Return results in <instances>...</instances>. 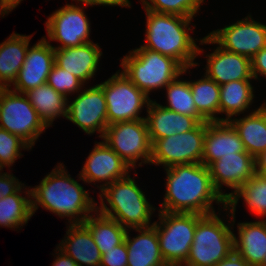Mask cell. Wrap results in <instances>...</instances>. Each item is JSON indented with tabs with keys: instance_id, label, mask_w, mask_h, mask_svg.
I'll use <instances>...</instances> for the list:
<instances>
[{
	"instance_id": "3957f363",
	"label": "cell",
	"mask_w": 266,
	"mask_h": 266,
	"mask_svg": "<svg viewBox=\"0 0 266 266\" xmlns=\"http://www.w3.org/2000/svg\"><path fill=\"white\" fill-rule=\"evenodd\" d=\"M146 12V43L141 47L175 59L183 68L196 67L194 62L204 52L190 35L192 18L175 14Z\"/></svg>"
},
{
	"instance_id": "44dd1931",
	"label": "cell",
	"mask_w": 266,
	"mask_h": 266,
	"mask_svg": "<svg viewBox=\"0 0 266 266\" xmlns=\"http://www.w3.org/2000/svg\"><path fill=\"white\" fill-rule=\"evenodd\" d=\"M146 111L151 144L157 139L190 131L200 123L195 117L176 113L153 100Z\"/></svg>"
},
{
	"instance_id": "603a6c76",
	"label": "cell",
	"mask_w": 266,
	"mask_h": 266,
	"mask_svg": "<svg viewBox=\"0 0 266 266\" xmlns=\"http://www.w3.org/2000/svg\"><path fill=\"white\" fill-rule=\"evenodd\" d=\"M78 266H100L102 254L90 231L82 224H68L65 238L57 246Z\"/></svg>"
},
{
	"instance_id": "6da1fadb",
	"label": "cell",
	"mask_w": 266,
	"mask_h": 266,
	"mask_svg": "<svg viewBox=\"0 0 266 266\" xmlns=\"http://www.w3.org/2000/svg\"><path fill=\"white\" fill-rule=\"evenodd\" d=\"M165 171L166 191L159 211L208 215L216 212L213 202L226 207L227 200L214 188L203 163L177 164Z\"/></svg>"
},
{
	"instance_id": "74e56055",
	"label": "cell",
	"mask_w": 266,
	"mask_h": 266,
	"mask_svg": "<svg viewBox=\"0 0 266 266\" xmlns=\"http://www.w3.org/2000/svg\"><path fill=\"white\" fill-rule=\"evenodd\" d=\"M0 170V199L16 193L24 183L19 182V179L8 172Z\"/></svg>"
},
{
	"instance_id": "cb8c5ba5",
	"label": "cell",
	"mask_w": 266,
	"mask_h": 266,
	"mask_svg": "<svg viewBox=\"0 0 266 266\" xmlns=\"http://www.w3.org/2000/svg\"><path fill=\"white\" fill-rule=\"evenodd\" d=\"M234 233V250L251 266H261L266 254V219L241 222Z\"/></svg>"
},
{
	"instance_id": "8d00e7d4",
	"label": "cell",
	"mask_w": 266,
	"mask_h": 266,
	"mask_svg": "<svg viewBox=\"0 0 266 266\" xmlns=\"http://www.w3.org/2000/svg\"><path fill=\"white\" fill-rule=\"evenodd\" d=\"M128 253L126 243L115 246L107 250L101 257L100 266H127Z\"/></svg>"
},
{
	"instance_id": "4dcf8cb0",
	"label": "cell",
	"mask_w": 266,
	"mask_h": 266,
	"mask_svg": "<svg viewBox=\"0 0 266 266\" xmlns=\"http://www.w3.org/2000/svg\"><path fill=\"white\" fill-rule=\"evenodd\" d=\"M189 81L197 112L208 122L222 121L220 114V85L208 78Z\"/></svg>"
},
{
	"instance_id": "ba28073f",
	"label": "cell",
	"mask_w": 266,
	"mask_h": 266,
	"mask_svg": "<svg viewBox=\"0 0 266 266\" xmlns=\"http://www.w3.org/2000/svg\"><path fill=\"white\" fill-rule=\"evenodd\" d=\"M0 128L15 134L32 149L48 127L24 93L5 88L0 95Z\"/></svg>"
},
{
	"instance_id": "e0dca14e",
	"label": "cell",
	"mask_w": 266,
	"mask_h": 266,
	"mask_svg": "<svg viewBox=\"0 0 266 266\" xmlns=\"http://www.w3.org/2000/svg\"><path fill=\"white\" fill-rule=\"evenodd\" d=\"M54 64L55 49L44 36L32 47H28L22 68L12 84L13 91L25 93L46 84Z\"/></svg>"
},
{
	"instance_id": "4fadbf2b",
	"label": "cell",
	"mask_w": 266,
	"mask_h": 266,
	"mask_svg": "<svg viewBox=\"0 0 266 266\" xmlns=\"http://www.w3.org/2000/svg\"><path fill=\"white\" fill-rule=\"evenodd\" d=\"M73 101L67 100L66 119L88 135L96 131L102 138L108 126L107 104L100 84L82 89ZM71 102V103H70Z\"/></svg>"
},
{
	"instance_id": "52a82bcc",
	"label": "cell",
	"mask_w": 266,
	"mask_h": 266,
	"mask_svg": "<svg viewBox=\"0 0 266 266\" xmlns=\"http://www.w3.org/2000/svg\"><path fill=\"white\" fill-rule=\"evenodd\" d=\"M159 221H154L160 250L167 266H182L188 258L193 243L197 213L158 211Z\"/></svg>"
},
{
	"instance_id": "7c38bea8",
	"label": "cell",
	"mask_w": 266,
	"mask_h": 266,
	"mask_svg": "<svg viewBox=\"0 0 266 266\" xmlns=\"http://www.w3.org/2000/svg\"><path fill=\"white\" fill-rule=\"evenodd\" d=\"M79 4H66L53 12L45 22L47 37L51 41L59 42L61 45L54 49L81 46L92 42L90 40V20Z\"/></svg>"
},
{
	"instance_id": "4316f807",
	"label": "cell",
	"mask_w": 266,
	"mask_h": 266,
	"mask_svg": "<svg viewBox=\"0 0 266 266\" xmlns=\"http://www.w3.org/2000/svg\"><path fill=\"white\" fill-rule=\"evenodd\" d=\"M251 82L237 80L220 86V114H226L222 121H230L233 116L250 110V105L254 101V87Z\"/></svg>"
},
{
	"instance_id": "ffe728a7",
	"label": "cell",
	"mask_w": 266,
	"mask_h": 266,
	"mask_svg": "<svg viewBox=\"0 0 266 266\" xmlns=\"http://www.w3.org/2000/svg\"><path fill=\"white\" fill-rule=\"evenodd\" d=\"M102 54L100 45L92 41L81 46L55 49V64L87 84L99 69Z\"/></svg>"
},
{
	"instance_id": "5b68a950",
	"label": "cell",
	"mask_w": 266,
	"mask_h": 266,
	"mask_svg": "<svg viewBox=\"0 0 266 266\" xmlns=\"http://www.w3.org/2000/svg\"><path fill=\"white\" fill-rule=\"evenodd\" d=\"M228 210V211H227ZM231 222L225 223L220 213L203 215L196 225L193 243L182 266H214L234 250L235 214L224 208ZM231 218V219H230Z\"/></svg>"
},
{
	"instance_id": "277c9868",
	"label": "cell",
	"mask_w": 266,
	"mask_h": 266,
	"mask_svg": "<svg viewBox=\"0 0 266 266\" xmlns=\"http://www.w3.org/2000/svg\"><path fill=\"white\" fill-rule=\"evenodd\" d=\"M144 193L129 174L99 192L101 206H97V211L116 220L126 229L150 227L154 225L151 217L156 208L150 204Z\"/></svg>"
},
{
	"instance_id": "8fae6325",
	"label": "cell",
	"mask_w": 266,
	"mask_h": 266,
	"mask_svg": "<svg viewBox=\"0 0 266 266\" xmlns=\"http://www.w3.org/2000/svg\"><path fill=\"white\" fill-rule=\"evenodd\" d=\"M205 122L194 129L155 140L151 145L150 164L164 169L177 164L202 163Z\"/></svg>"
},
{
	"instance_id": "5bb4252c",
	"label": "cell",
	"mask_w": 266,
	"mask_h": 266,
	"mask_svg": "<svg viewBox=\"0 0 266 266\" xmlns=\"http://www.w3.org/2000/svg\"><path fill=\"white\" fill-rule=\"evenodd\" d=\"M208 35L221 48L250 59L266 46V25L255 21L251 14Z\"/></svg>"
},
{
	"instance_id": "d6986e66",
	"label": "cell",
	"mask_w": 266,
	"mask_h": 266,
	"mask_svg": "<svg viewBox=\"0 0 266 266\" xmlns=\"http://www.w3.org/2000/svg\"><path fill=\"white\" fill-rule=\"evenodd\" d=\"M246 152L237 130L229 121L205 122L202 163L209 167L224 155Z\"/></svg>"
},
{
	"instance_id": "f6af8a7d",
	"label": "cell",
	"mask_w": 266,
	"mask_h": 266,
	"mask_svg": "<svg viewBox=\"0 0 266 266\" xmlns=\"http://www.w3.org/2000/svg\"><path fill=\"white\" fill-rule=\"evenodd\" d=\"M261 266H266V254H265L264 259H263V261L261 263Z\"/></svg>"
},
{
	"instance_id": "836d02e7",
	"label": "cell",
	"mask_w": 266,
	"mask_h": 266,
	"mask_svg": "<svg viewBox=\"0 0 266 266\" xmlns=\"http://www.w3.org/2000/svg\"><path fill=\"white\" fill-rule=\"evenodd\" d=\"M144 10L194 19L204 0H140Z\"/></svg>"
},
{
	"instance_id": "f546056e",
	"label": "cell",
	"mask_w": 266,
	"mask_h": 266,
	"mask_svg": "<svg viewBox=\"0 0 266 266\" xmlns=\"http://www.w3.org/2000/svg\"><path fill=\"white\" fill-rule=\"evenodd\" d=\"M25 186L24 184L16 193L0 199V227L21 228L33 216L31 189ZM21 189L26 190L24 192ZM22 193H25V197Z\"/></svg>"
},
{
	"instance_id": "d6a6232c",
	"label": "cell",
	"mask_w": 266,
	"mask_h": 266,
	"mask_svg": "<svg viewBox=\"0 0 266 266\" xmlns=\"http://www.w3.org/2000/svg\"><path fill=\"white\" fill-rule=\"evenodd\" d=\"M188 70L189 68H184L182 74L164 88L167 96V104L164 107L179 114L195 117L199 122H208L196 110L189 80H180Z\"/></svg>"
},
{
	"instance_id": "d4e9b609",
	"label": "cell",
	"mask_w": 266,
	"mask_h": 266,
	"mask_svg": "<svg viewBox=\"0 0 266 266\" xmlns=\"http://www.w3.org/2000/svg\"><path fill=\"white\" fill-rule=\"evenodd\" d=\"M237 130L245 151L255 158L266 150V102L242 118L229 121Z\"/></svg>"
},
{
	"instance_id": "7402d4cb",
	"label": "cell",
	"mask_w": 266,
	"mask_h": 266,
	"mask_svg": "<svg viewBox=\"0 0 266 266\" xmlns=\"http://www.w3.org/2000/svg\"><path fill=\"white\" fill-rule=\"evenodd\" d=\"M133 230L139 234L131 238L128 229L125 237L127 266H167L161 254L156 227L152 225Z\"/></svg>"
},
{
	"instance_id": "d590c367",
	"label": "cell",
	"mask_w": 266,
	"mask_h": 266,
	"mask_svg": "<svg viewBox=\"0 0 266 266\" xmlns=\"http://www.w3.org/2000/svg\"><path fill=\"white\" fill-rule=\"evenodd\" d=\"M47 84L68 99L70 94L79 93L85 85L79 78L56 64L48 75Z\"/></svg>"
},
{
	"instance_id": "8992f818",
	"label": "cell",
	"mask_w": 266,
	"mask_h": 266,
	"mask_svg": "<svg viewBox=\"0 0 266 266\" xmlns=\"http://www.w3.org/2000/svg\"><path fill=\"white\" fill-rule=\"evenodd\" d=\"M121 60V72L148 97L152 91L164 89L184 69L175 59L141 46Z\"/></svg>"
},
{
	"instance_id": "f1b7e54d",
	"label": "cell",
	"mask_w": 266,
	"mask_h": 266,
	"mask_svg": "<svg viewBox=\"0 0 266 266\" xmlns=\"http://www.w3.org/2000/svg\"><path fill=\"white\" fill-rule=\"evenodd\" d=\"M91 233L101 254L125 242L128 229L97 210L82 223Z\"/></svg>"
},
{
	"instance_id": "2e32d148",
	"label": "cell",
	"mask_w": 266,
	"mask_h": 266,
	"mask_svg": "<svg viewBox=\"0 0 266 266\" xmlns=\"http://www.w3.org/2000/svg\"><path fill=\"white\" fill-rule=\"evenodd\" d=\"M199 44H216L217 47L206 55L205 75L222 85L237 80H252L251 59L221 48L209 35L199 39Z\"/></svg>"
},
{
	"instance_id": "ac0fdd59",
	"label": "cell",
	"mask_w": 266,
	"mask_h": 266,
	"mask_svg": "<svg viewBox=\"0 0 266 266\" xmlns=\"http://www.w3.org/2000/svg\"><path fill=\"white\" fill-rule=\"evenodd\" d=\"M214 188L226 200L256 173V158L247 152L224 155L209 166ZM225 185L233 191L223 192Z\"/></svg>"
},
{
	"instance_id": "60d3db41",
	"label": "cell",
	"mask_w": 266,
	"mask_h": 266,
	"mask_svg": "<svg viewBox=\"0 0 266 266\" xmlns=\"http://www.w3.org/2000/svg\"><path fill=\"white\" fill-rule=\"evenodd\" d=\"M214 266H251L243 257L233 250L227 257L223 258Z\"/></svg>"
},
{
	"instance_id": "9c48e42d",
	"label": "cell",
	"mask_w": 266,
	"mask_h": 266,
	"mask_svg": "<svg viewBox=\"0 0 266 266\" xmlns=\"http://www.w3.org/2000/svg\"><path fill=\"white\" fill-rule=\"evenodd\" d=\"M103 141L131 168L150 164L151 142L146 119L115 122L107 126Z\"/></svg>"
},
{
	"instance_id": "bcb514c9",
	"label": "cell",
	"mask_w": 266,
	"mask_h": 266,
	"mask_svg": "<svg viewBox=\"0 0 266 266\" xmlns=\"http://www.w3.org/2000/svg\"><path fill=\"white\" fill-rule=\"evenodd\" d=\"M5 89V87L0 83V95L2 93V91Z\"/></svg>"
},
{
	"instance_id": "e575fe53",
	"label": "cell",
	"mask_w": 266,
	"mask_h": 266,
	"mask_svg": "<svg viewBox=\"0 0 266 266\" xmlns=\"http://www.w3.org/2000/svg\"><path fill=\"white\" fill-rule=\"evenodd\" d=\"M22 149L31 150L18 136L0 128V169L2 171L3 168L14 165L15 161L23 155L20 152Z\"/></svg>"
},
{
	"instance_id": "ee69618b",
	"label": "cell",
	"mask_w": 266,
	"mask_h": 266,
	"mask_svg": "<svg viewBox=\"0 0 266 266\" xmlns=\"http://www.w3.org/2000/svg\"><path fill=\"white\" fill-rule=\"evenodd\" d=\"M256 173L266 177V150L256 157Z\"/></svg>"
},
{
	"instance_id": "b9f144b4",
	"label": "cell",
	"mask_w": 266,
	"mask_h": 266,
	"mask_svg": "<svg viewBox=\"0 0 266 266\" xmlns=\"http://www.w3.org/2000/svg\"><path fill=\"white\" fill-rule=\"evenodd\" d=\"M55 252L56 256L54 257H56V259L53 261L52 266H78L72 258H70L58 247H56Z\"/></svg>"
},
{
	"instance_id": "ab89813d",
	"label": "cell",
	"mask_w": 266,
	"mask_h": 266,
	"mask_svg": "<svg viewBox=\"0 0 266 266\" xmlns=\"http://www.w3.org/2000/svg\"><path fill=\"white\" fill-rule=\"evenodd\" d=\"M76 1L77 3H81L84 8L86 6H95V5H103V6H121V7H130L131 2L129 0H72ZM83 3V4H82Z\"/></svg>"
},
{
	"instance_id": "30bf717a",
	"label": "cell",
	"mask_w": 266,
	"mask_h": 266,
	"mask_svg": "<svg viewBox=\"0 0 266 266\" xmlns=\"http://www.w3.org/2000/svg\"><path fill=\"white\" fill-rule=\"evenodd\" d=\"M100 85L107 104L108 125L121 121L146 119L140 114L144 107H148L150 97L120 72V69Z\"/></svg>"
},
{
	"instance_id": "f35d334b",
	"label": "cell",
	"mask_w": 266,
	"mask_h": 266,
	"mask_svg": "<svg viewBox=\"0 0 266 266\" xmlns=\"http://www.w3.org/2000/svg\"><path fill=\"white\" fill-rule=\"evenodd\" d=\"M251 65L254 80L260 75L266 77V46L251 58Z\"/></svg>"
},
{
	"instance_id": "7a4b0ae2",
	"label": "cell",
	"mask_w": 266,
	"mask_h": 266,
	"mask_svg": "<svg viewBox=\"0 0 266 266\" xmlns=\"http://www.w3.org/2000/svg\"><path fill=\"white\" fill-rule=\"evenodd\" d=\"M55 167L31 188L32 214L42 207L60 218L67 217L69 224L83 223L97 210L98 202L71 177L63 163Z\"/></svg>"
},
{
	"instance_id": "484cf974",
	"label": "cell",
	"mask_w": 266,
	"mask_h": 266,
	"mask_svg": "<svg viewBox=\"0 0 266 266\" xmlns=\"http://www.w3.org/2000/svg\"><path fill=\"white\" fill-rule=\"evenodd\" d=\"M32 36L13 32L9 38L0 43V83L5 88H11L16 80Z\"/></svg>"
},
{
	"instance_id": "1f68e13d",
	"label": "cell",
	"mask_w": 266,
	"mask_h": 266,
	"mask_svg": "<svg viewBox=\"0 0 266 266\" xmlns=\"http://www.w3.org/2000/svg\"><path fill=\"white\" fill-rule=\"evenodd\" d=\"M245 201L247 207L256 216H266V177L255 173L251 179L232 194L226 202L231 214H235L239 199Z\"/></svg>"
},
{
	"instance_id": "7bdbcfd3",
	"label": "cell",
	"mask_w": 266,
	"mask_h": 266,
	"mask_svg": "<svg viewBox=\"0 0 266 266\" xmlns=\"http://www.w3.org/2000/svg\"><path fill=\"white\" fill-rule=\"evenodd\" d=\"M21 1L23 0H0V15L4 18V15L9 14Z\"/></svg>"
},
{
	"instance_id": "83f0119b",
	"label": "cell",
	"mask_w": 266,
	"mask_h": 266,
	"mask_svg": "<svg viewBox=\"0 0 266 266\" xmlns=\"http://www.w3.org/2000/svg\"><path fill=\"white\" fill-rule=\"evenodd\" d=\"M47 127L53 121L67 115V100L47 83L24 93Z\"/></svg>"
},
{
	"instance_id": "9a60e30c",
	"label": "cell",
	"mask_w": 266,
	"mask_h": 266,
	"mask_svg": "<svg viewBox=\"0 0 266 266\" xmlns=\"http://www.w3.org/2000/svg\"><path fill=\"white\" fill-rule=\"evenodd\" d=\"M130 169H132L130 165L114 150L104 141H100L95 142L94 148L78 174V178L88 184L93 182L94 185L96 182H103L97 187L101 191L115 180L127 177Z\"/></svg>"
}]
</instances>
